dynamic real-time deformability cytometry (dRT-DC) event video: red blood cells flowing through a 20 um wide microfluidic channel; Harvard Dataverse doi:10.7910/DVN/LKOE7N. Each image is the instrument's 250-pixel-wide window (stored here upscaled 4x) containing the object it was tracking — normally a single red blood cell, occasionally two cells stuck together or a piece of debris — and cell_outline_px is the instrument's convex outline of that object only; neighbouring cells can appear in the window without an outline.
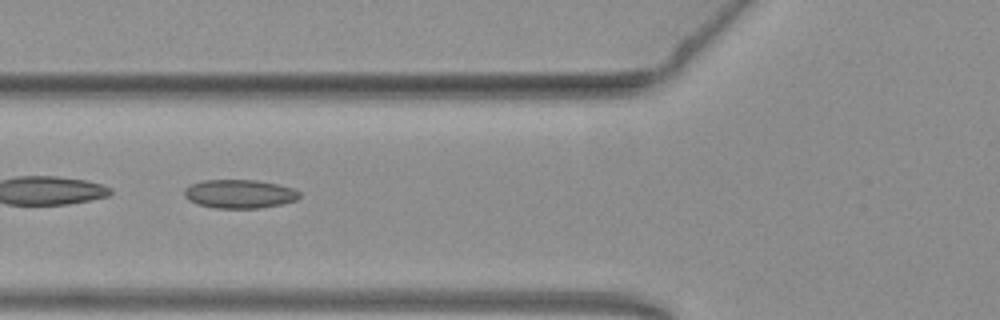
{"species": "common noctule bat (a hibernating species)", "species_latin": "Nyctalus noctula", "temperature_condition": "warm", "stored_images_in_passage": 19, "camera_frame_rate_fps": 3000, "um_per_image_px": 0.085, "animal": {"sex": "female", "body_mass_g": 19.3, "forearm_length_mm": 54.1}, "frame": {"image": 1, "passage_image": 6, "time_ms": 1.667, "image_size_px": [1000, 320], "cell_outline_px": [[300, 196], [296, 200], [280, 204], [260, 208], [212, 208], [196, 204], [188, 200], [184, 196], [184, 188], [200, 180], [256, 180], [276, 184], [292, 188], [300, 192]], "centroid_in_image_um": [20.31, 16.48], "position_along_channel_um": 105.5, "area_um2": 19.31}}
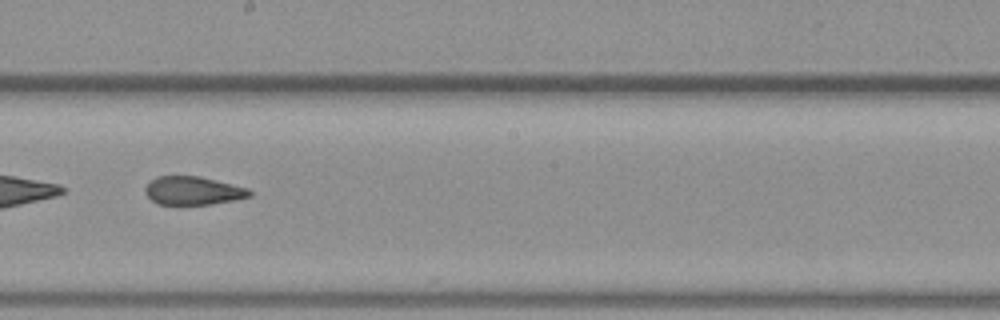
{"frame": {"image": 2, "passage_image": 16, "time_ms": 5.0, "image_size_px": [1000, 320], "cell_outline_px": [[252, 196], [236, 200], [208, 204], [156, 204], [144, 192], [144, 188], [156, 176], [200, 176], [248, 188], [252, 192]], "centroid_in_image_um": [16.42, 16.2], "position_along_channel_um": 231.8, "area_um2": 17.22}}